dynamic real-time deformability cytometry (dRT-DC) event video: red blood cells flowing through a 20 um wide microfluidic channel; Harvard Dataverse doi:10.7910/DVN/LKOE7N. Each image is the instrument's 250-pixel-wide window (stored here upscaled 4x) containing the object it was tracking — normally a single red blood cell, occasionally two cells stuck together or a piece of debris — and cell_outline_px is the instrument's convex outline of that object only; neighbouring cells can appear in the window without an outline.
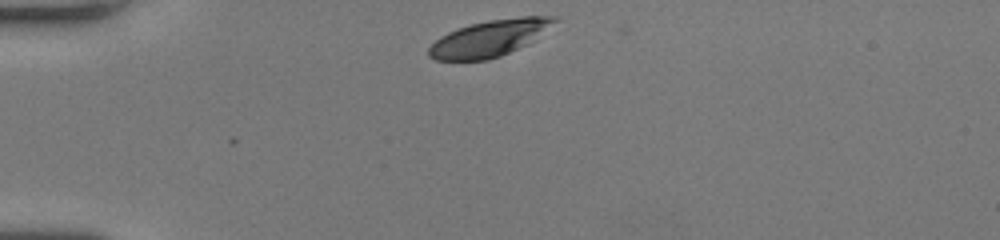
{"species": "human", "species_latin": "Homo sapiens", "temperature_condition": "room temperature", "stored_images_in_passage": 32, "camera_frame_rate_fps": 3000, "um_per_image_px": 0.085, "donor": {"sex": "female"}, "frame": {"image": 1, "passage_image": 1, "time_ms": 0.0, "image_size_px": [1000, 240], "cell_outline_px": [[560, 20], [528, 44], [500, 56], [488, 60], [436, 60], [428, 56], [428, 48], [440, 36], [448, 32], [472, 24], [488, 20], [520, 16], [556, 16]], "centroid_in_image_um": [41.63, 3.24], "position_along_channel_um": 43.4, "area_um2": 26.59}}
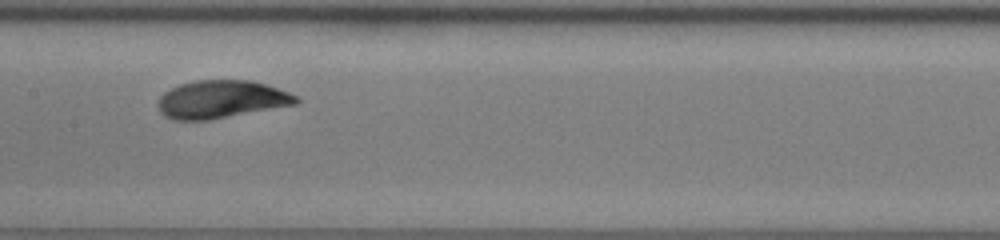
{"frame": {"image": 2, "passage_image": 15, "time_ms": 4.667, "image_size_px": [1000, 240], "cell_outline_px": [[300, 100], [296, 104], [208, 120], [172, 120], [164, 116], [160, 112], [156, 104], [160, 96], [164, 92], [180, 84], [196, 80], [248, 80], [264, 84], [288, 92], [296, 96]], "centroid_in_image_um": [18.75, 8.45], "position_along_channel_um": 188.7, "area_um2": 30.29}}
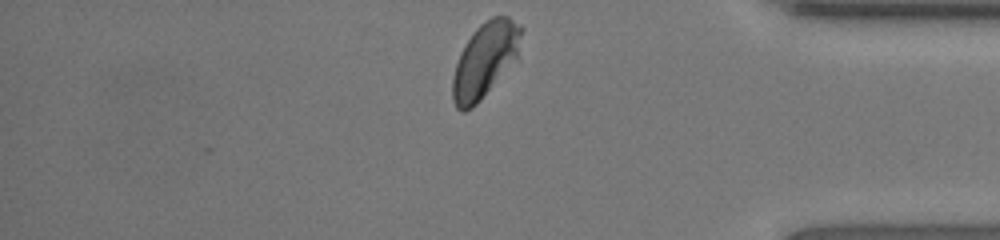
{"frame": {"image": 3, "passage_image": 32, "time_ms": 10.333, "image_size_px": [1000, 240], "cell_outline_px": [[524, 28], [516, 56], [480, 100], [472, 108], [464, 112], [460, 112], [456, 108], [452, 100], [452, 76], [460, 52], [476, 28], [480, 24], [492, 16], [508, 16]], "centroid_in_image_um": [41.18, 5.09], "position_along_channel_um": 394.0, "area_um2": 29.3}, "authors_computed_cell_mechanics": {"area_um2": 29.9982, "velocity_mm_per_s": 3.9658, "shape_relaxation_time_tau1_ms": 3.3175, "shape_relaxation_time_tau2_ms": null, "deformation_change_tau1": 0.1574, "deformation_change_tau2": null}}